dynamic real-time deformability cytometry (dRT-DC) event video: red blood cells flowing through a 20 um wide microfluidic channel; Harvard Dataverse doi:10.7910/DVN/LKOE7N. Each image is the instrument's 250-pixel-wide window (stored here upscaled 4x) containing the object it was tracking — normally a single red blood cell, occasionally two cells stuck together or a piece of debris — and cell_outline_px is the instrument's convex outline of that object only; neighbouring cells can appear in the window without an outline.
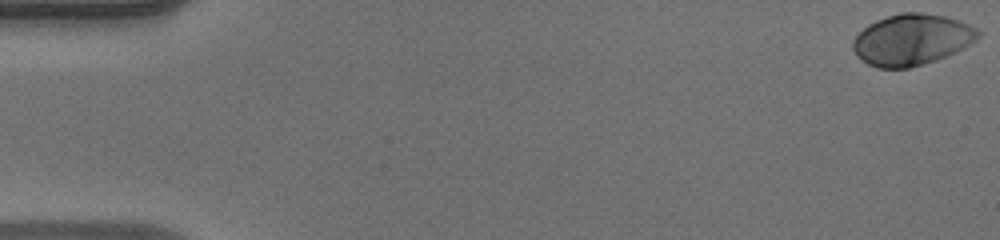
{"species": "human", "species_latin": "Homo sapiens", "temperature_condition": "warm", "stored_images_in_passage": 50, "camera_frame_rate_fps": 3000, "um_per_image_px": 0.085, "donor": {"sex": "male"}, "frame": {"image": 1, "passage_image": 1, "time_ms": 0.0, "image_size_px": [1000, 240], "cell_outline_px": [[980, 36], [976, 40], [936, 60], [908, 68], [876, 68], [868, 64], [856, 56], [852, 48], [852, 40], [868, 24], [876, 20], [900, 12], [920, 12], [944, 16], [968, 24], [976, 28], [980, 32]], "centroid_in_image_um": [77.44, 3.37], "position_along_channel_um": 7.6, "area_um2": 36.99}}
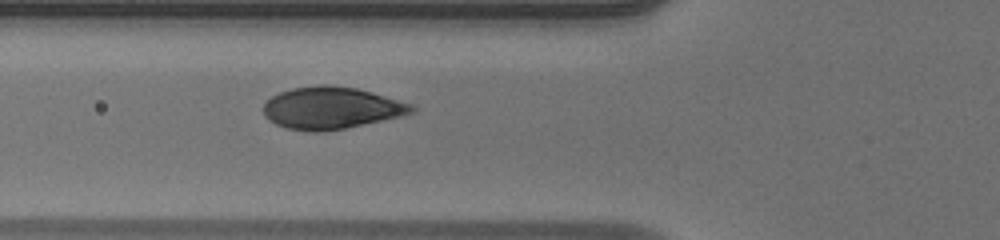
{"frame": {"image": 2, "passage_image": 19, "time_ms": 6.0, "image_size_px": [1000, 240], "cell_outline_px": [[416, 112], [400, 116], [344, 128], [324, 132], [308, 132], [288, 128], [276, 124], [268, 120], [264, 116], [264, 104], [272, 96], [280, 92], [292, 88], [320, 84], [332, 84], [356, 88], [372, 92], [412, 104], [416, 108]], "centroid_in_image_um": [28.15, 9.17], "position_along_channel_um": 97.7, "area_um2": 36.36}}
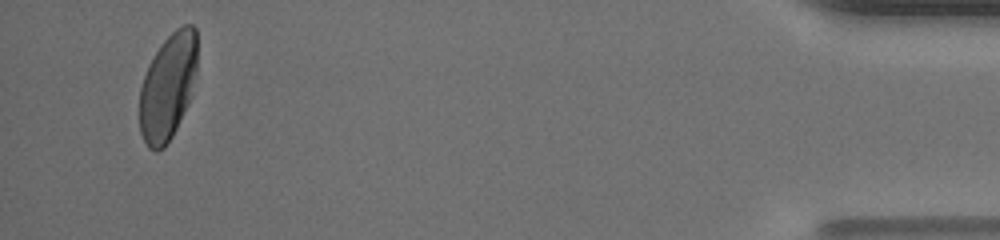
{"frame": {"image": 3, "passage_image": 48, "time_ms": 15.667, "image_size_px": [1000, 240], "cell_outline_px": [[196, 72], [188, 104], [172, 136], [164, 148], [156, 152], [148, 148], [140, 132], [140, 88], [148, 64], [160, 44], [176, 28], [184, 24], [192, 24], [196, 28]], "centroid_in_image_um": [14.26, 7.37], "position_along_channel_um": 420.9, "area_um2": 35.72}, "authors_computed_cell_mechanics": {"area_um2": 36.2406, "velocity_mm_per_s": 4.14, "shape_relaxation_time_tau1_ms": 1.8002, "shape_relaxation_time_tau2_ms": null, "deformation_change_tau1": 0.152, "deformation_change_tau2": null}}